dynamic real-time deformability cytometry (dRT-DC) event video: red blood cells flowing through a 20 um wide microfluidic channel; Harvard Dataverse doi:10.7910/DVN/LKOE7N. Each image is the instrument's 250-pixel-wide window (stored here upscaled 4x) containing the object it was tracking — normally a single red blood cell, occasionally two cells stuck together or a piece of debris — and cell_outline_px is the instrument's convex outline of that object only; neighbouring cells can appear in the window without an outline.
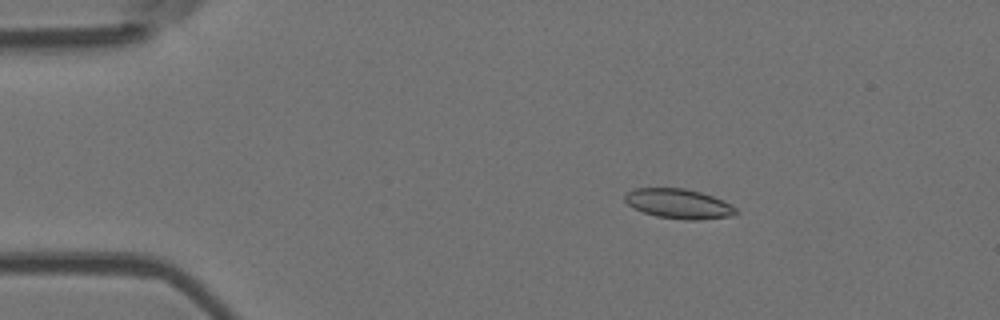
{"species": "Egyptian fruit bat (a non-hibernating species)", "species_latin": "Rousettus aegyptiacus", "temperature_condition": "room temperature", "stored_images_in_passage": 55, "camera_frame_rate_fps": 3000, "um_per_image_px": 0.085, "animal": {"sex": "female"}, "frame": {"image": 1, "passage_image": 10, "time_ms": 3.0, "image_size_px": [1000, 320], "cell_outline_px": [[740, 212], [732, 216], [700, 220], [684, 220], [656, 216], [644, 212], [628, 204], [624, 200], [624, 196], [628, 192], [636, 188], [684, 188], [700, 192], [724, 200], [732, 204]], "centroid_in_image_um": [57.75, 17.32], "position_along_channel_um": 27.3, "area_um2": 19.31}}
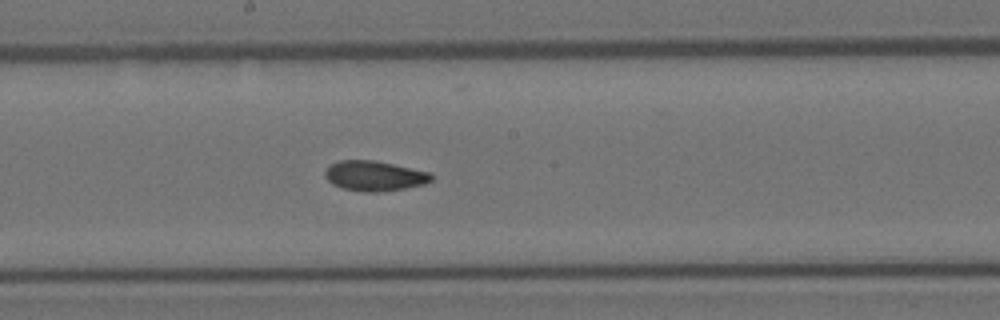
{"frame": {"image": 2, "passage_image": 30, "time_ms": 9.667, "image_size_px": [1000, 320], "cell_outline_px": [[432, 180], [424, 184], [404, 188], [376, 192], [364, 192], [340, 188], [332, 184], [324, 176], [324, 172], [328, 164], [340, 160], [376, 160], [432, 172]], "centroid_in_image_um": [31.8, 14.94], "position_along_channel_um": 216.4, "area_um2": 18.9}}
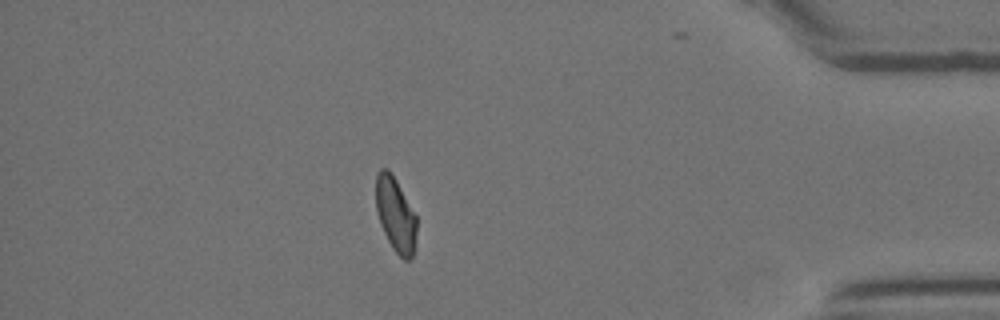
{"frame": {"image": 3, "passage_image": 48, "time_ms": 15.667, "image_size_px": [1000, 320], "cell_outline_px": [[416, 232], [412, 256], [408, 260], [404, 260], [392, 248], [380, 224], [376, 212], [376, 172], [380, 168], [388, 168], [396, 180], [416, 216]], "centroid_in_image_um": [33.59, 18.21], "position_along_channel_um": 401.6, "area_um2": 17.51}, "authors_computed_cell_mechanics": {"area_um2": 18.6694, "velocity_mm_per_s": 3.771, "shape_relaxation_time_tau1_ms": null, "shape_relaxation_time_tau2_ms": 2.2392, "deformation_change_tau1": null, "deformation_change_tau2": 0.0618}}